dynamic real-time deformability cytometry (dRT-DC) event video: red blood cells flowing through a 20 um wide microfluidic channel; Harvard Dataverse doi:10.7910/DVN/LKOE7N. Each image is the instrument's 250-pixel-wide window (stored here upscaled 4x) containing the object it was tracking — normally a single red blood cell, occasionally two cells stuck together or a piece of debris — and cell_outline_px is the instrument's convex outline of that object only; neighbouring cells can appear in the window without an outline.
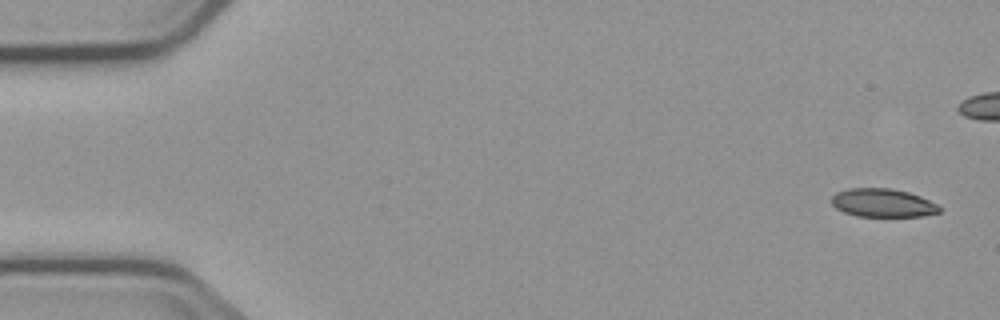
{"species": "common noctule bat (a hibernating species)", "species_latin": "Nyctalus noctula", "temperature_condition": "cold", "stored_images_in_passage": 8, "camera_frame_rate_fps": 3000, "um_per_image_px": 0.085, "animal": {"sex": "male", "body_mass_g": 23.1, "forearm_length_mm": 52.7}, "frame": {"image": 1, "passage_image": 1, "time_ms": 0.0, "image_size_px": [1000, 320], "cell_outline_px": [[940, 212], [924, 216], [856, 216], [844, 212], [836, 208], [832, 204], [832, 196], [836, 192], [848, 188], [888, 188], [908, 192], [920, 196], [936, 204], [940, 208]], "centroid_in_image_um": [75.01, 17.24], "position_along_channel_um": 10.0, "area_um2": 17.74}}
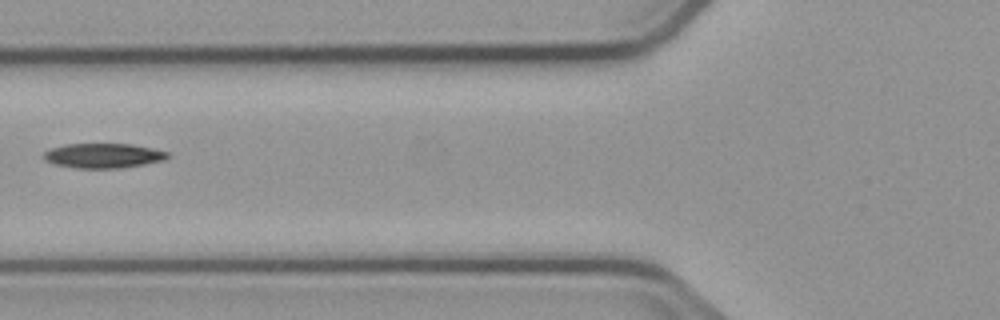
{"frame": {"image": 2, "passage_image": 7, "time_ms": 8.333, "image_size_px": [1000, 320], "cell_outline_px": [[168, 156], [164, 160], [144, 164], [120, 168], [76, 168], [56, 164], [44, 160], [44, 152], [52, 148], [64, 144], [132, 144], [152, 148], [168, 152]], "centroid_in_image_um": [8.78, 13.23], "position_along_channel_um": 117.0, "area_um2": 17.69}}
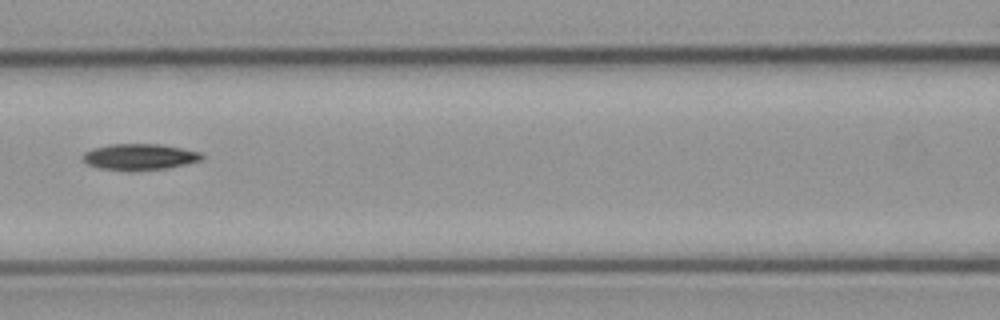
{"frame": {"image": 3, "passage_image": 8, "time_ms": 9.333, "image_size_px": [1000, 320], "cell_outline_px": [[204, 156], [200, 160], [168, 168], [132, 172], [100, 168], [88, 164], [80, 156], [84, 152], [92, 148], [108, 144], [160, 144], [200, 152]], "centroid_in_image_um": [11.81, 13.34], "position_along_channel_um": 154.8, "area_um2": 18.32}}